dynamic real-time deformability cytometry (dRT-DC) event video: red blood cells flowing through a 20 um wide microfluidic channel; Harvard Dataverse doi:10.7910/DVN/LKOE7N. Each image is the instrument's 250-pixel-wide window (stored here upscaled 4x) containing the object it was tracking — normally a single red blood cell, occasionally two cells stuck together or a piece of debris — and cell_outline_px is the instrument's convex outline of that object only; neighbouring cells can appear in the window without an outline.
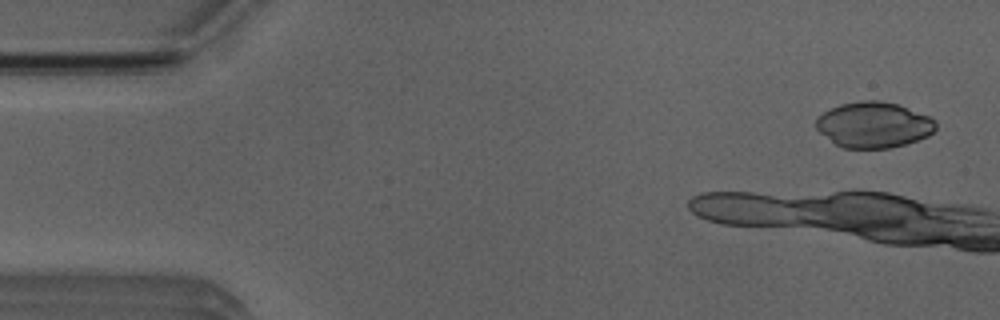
{"species": "Egyptian fruit bat (a non-hibernating species)", "species_latin": "Rousettus aegyptiacus", "temperature_condition": "room temperature", "stored_images_in_passage": 4, "camera_frame_rate_fps": 3000, "um_per_image_px": 0.085, "animal": {"sex": "male"}, "frame": {"image": 1, "passage_image": 1, "time_ms": 0.0, "image_size_px": [1000, 320], "cell_outline_px": [[936, 128], [928, 136], [904, 144], [888, 148], [844, 148], [836, 144], [820, 132], [816, 128], [816, 120], [824, 112], [840, 104], [860, 100], [880, 100], [900, 104], [928, 116], [936, 120]], "centroid_in_image_um": [74.28, 10.59], "position_along_channel_um": 10.7, "area_um2": 31.79}}